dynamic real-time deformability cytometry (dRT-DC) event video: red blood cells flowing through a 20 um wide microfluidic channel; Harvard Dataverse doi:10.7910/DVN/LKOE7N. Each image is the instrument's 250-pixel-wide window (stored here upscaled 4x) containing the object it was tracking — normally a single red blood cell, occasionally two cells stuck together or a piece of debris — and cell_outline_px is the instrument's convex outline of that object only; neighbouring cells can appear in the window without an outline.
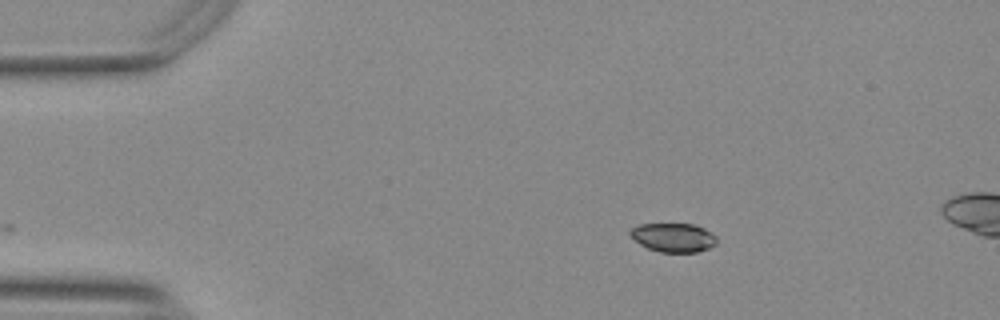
{"species": "Egyptian fruit bat (a non-hibernating species)", "species_latin": "Rousettus aegyptiacus", "temperature_condition": "warm", "stored_images_in_passage": 8, "camera_frame_rate_fps": 3000, "um_per_image_px": 0.085, "animal": {"sex": "female"}, "frame": {"image": 1, "passage_image": 1, "time_ms": 0.0, "image_size_px": [1000, 320], "cell_outline_px": [[716, 244], [708, 248], [696, 252], [660, 252], [648, 248], [640, 244], [628, 232], [636, 224], [696, 224], [712, 232], [716, 236]], "centroid_in_image_um": [57.25, 20.17], "position_along_channel_um": 27.8, "area_um2": 14.57}}